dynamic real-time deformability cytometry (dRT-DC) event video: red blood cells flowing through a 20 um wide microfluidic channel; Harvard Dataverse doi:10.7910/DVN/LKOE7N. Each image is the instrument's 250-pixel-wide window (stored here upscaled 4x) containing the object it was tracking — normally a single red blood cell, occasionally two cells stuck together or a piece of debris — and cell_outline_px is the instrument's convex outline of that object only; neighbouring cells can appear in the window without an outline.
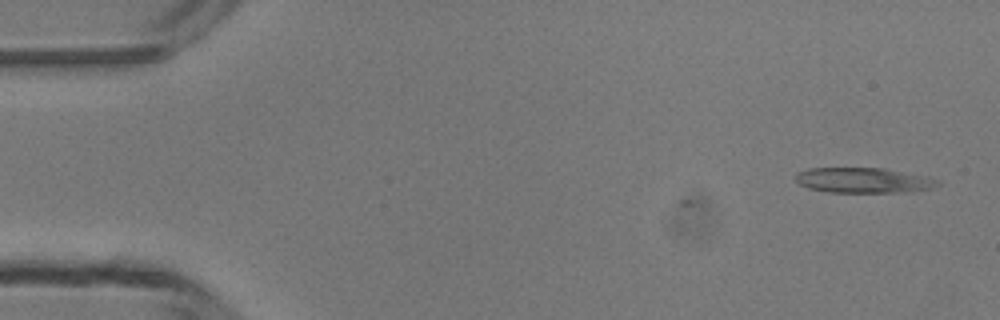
{"species": "common noctule bat (a hibernating species)", "species_latin": "Nyctalus noctula", "temperature_condition": "room temperature", "stored_images_in_passage": 5, "camera_frame_rate_fps": 3000, "um_per_image_px": 0.085, "animal": {"sex": "male", "body_mass_g": 13.3}, "frame": {"image": 1, "passage_image": 1, "time_ms": 0.0, "image_size_px": [1000, 320], "cell_outline_px": [[940, 184], [932, 188], [912, 192], [828, 192], [808, 188], [800, 184], [796, 180], [796, 172], [808, 168], [884, 168], [928, 176], [940, 180]], "centroid_in_image_um": [73.43, 15.32], "position_along_channel_um": 11.6, "area_um2": 21.1}}
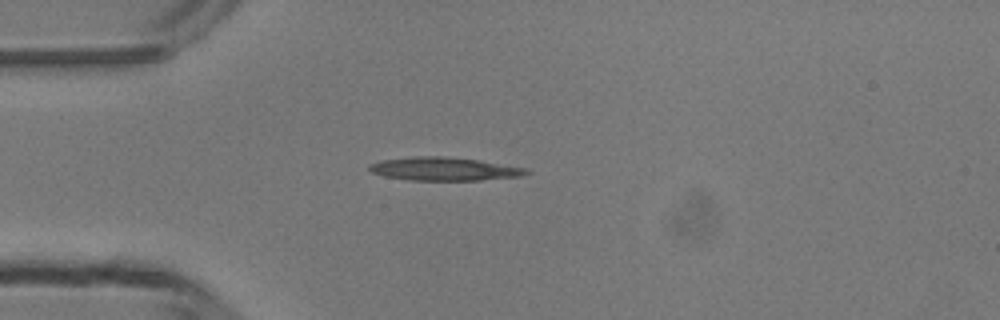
{"frame": {"image": 2, "passage_image": 4, "time_ms": 3.333, "image_size_px": [1000, 320], "cell_outline_px": [[532, 172], [520, 176], [480, 180], [408, 180], [384, 176], [372, 172], [368, 168], [368, 164], [380, 160], [416, 156], [444, 156], [480, 160], [528, 168]], "centroid_in_image_um": [37.76, 14.35], "position_along_channel_um": 47.2, "area_um2": 21.44}}